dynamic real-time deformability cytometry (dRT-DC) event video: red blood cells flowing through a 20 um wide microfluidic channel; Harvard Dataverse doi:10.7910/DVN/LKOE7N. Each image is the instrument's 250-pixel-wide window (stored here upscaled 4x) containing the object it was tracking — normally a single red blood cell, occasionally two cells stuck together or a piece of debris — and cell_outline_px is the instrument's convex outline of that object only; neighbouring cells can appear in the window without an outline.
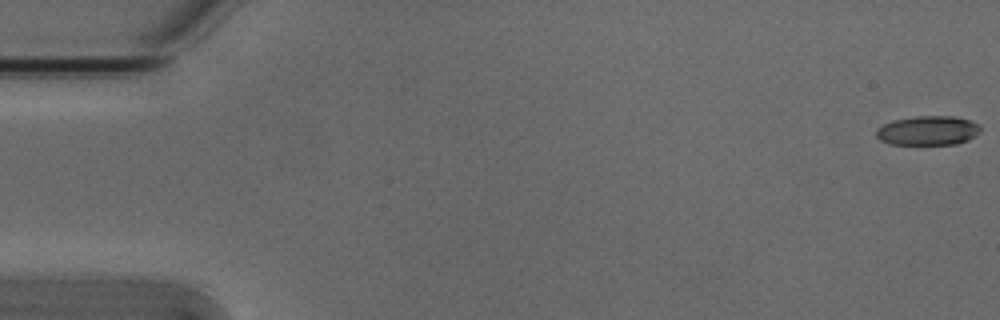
{"species": "Egyptian fruit bat (a non-hibernating species)", "species_latin": "Rousettus aegyptiacus", "temperature_condition": "cold", "stored_images_in_passage": 5, "camera_frame_rate_fps": 3000, "um_per_image_px": 0.085, "animal": {"sex": "male"}, "frame": {"image": 1, "passage_image": 1, "time_ms": 0.0, "image_size_px": [1000, 320], "cell_outline_px": [[980, 132], [976, 136], [968, 140], [956, 144], [892, 144], [880, 140], [876, 136], [876, 128], [892, 120], [916, 116], [956, 116], [968, 120], [976, 124], [980, 128]], "centroid_in_image_um": [78.86, 11.09], "position_along_channel_um": 6.1, "area_um2": 17.8}}
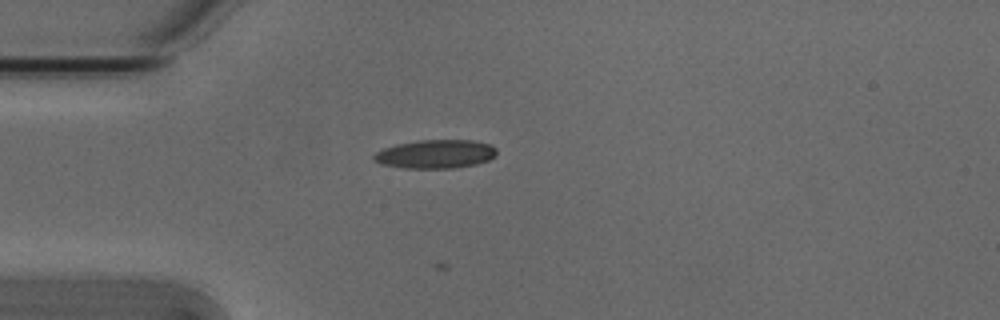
{"frame": {"image": 2, "passage_image": 5, "time_ms": 1.333, "image_size_px": [1000, 320], "cell_outline_px": [[496, 152], [488, 160], [476, 164], [456, 168], [404, 168], [380, 164], [372, 160], [372, 156], [376, 152], [384, 148], [396, 144], [416, 140], [472, 140], [488, 144], [496, 148]], "centroid_in_image_um": [36.96, 13.09], "position_along_channel_um": 48.0, "area_um2": 20.52}}